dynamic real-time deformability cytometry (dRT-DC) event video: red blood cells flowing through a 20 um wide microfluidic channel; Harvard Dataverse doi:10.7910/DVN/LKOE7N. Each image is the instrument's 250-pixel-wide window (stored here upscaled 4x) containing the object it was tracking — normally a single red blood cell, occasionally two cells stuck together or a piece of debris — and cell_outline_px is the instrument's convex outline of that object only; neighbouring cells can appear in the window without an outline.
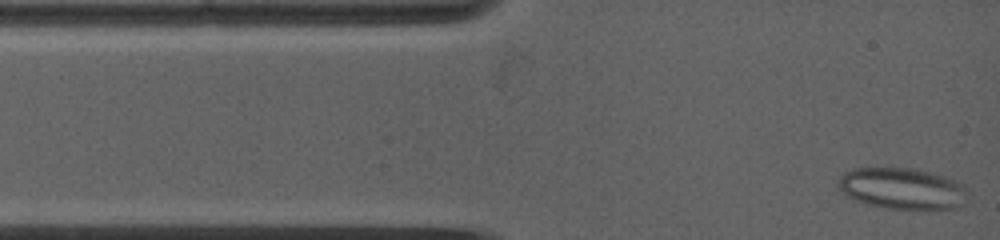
{"species": "common noctule bat (a hibernating species)", "species_latin": "Nyctalus noctula", "temperature_condition": "warm", "stored_images_in_passage": 30, "camera_frame_rate_fps": 5000, "um_per_image_px": 0.085, "animal": {"sex": "female", "body_mass_g": 19.0, "forearm_length_mm": 53.3}, "frame": {"image": 1, "passage_image": 1, "time_ms": 0.0, "image_size_px": [1000, 240], "cell_outline_px": [[964, 204], [956, 208], [928, 212], [888, 208], [868, 204], [856, 200], [848, 196], [836, 184], [836, 180], [844, 172], [856, 168], [916, 168], [948, 176], [964, 184]], "centroid_in_image_um": [76.73, 16.05], "position_along_channel_um": 8.3, "area_um2": 31.96}}
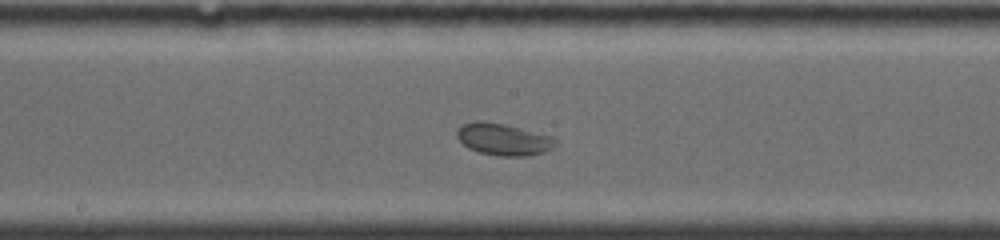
{"frame": {"image": 2, "passage_image": 16, "time_ms": 6.2, "image_size_px": [1000, 240], "cell_outline_px": [[560, 144], [544, 152], [528, 156], [496, 156], [480, 152], [468, 148], [456, 136], [456, 132], [464, 124], [476, 120], [480, 120], [504, 124], [552, 136]], "centroid_in_image_um": [42.82, 11.85], "position_along_channel_um": 205.4, "area_um2": 18.32}}
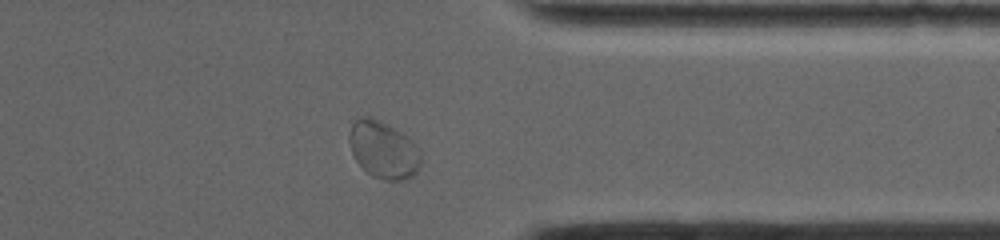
{"frame": {"image": 3, "passage_image": 27, "time_ms": 10.8, "image_size_px": [1000, 240], "cell_outline_px": [[420, 168], [408, 180], [384, 180], [372, 176], [356, 160], [352, 152], [348, 140], [348, 136], [352, 124], [356, 116], [372, 116], [380, 120], [408, 136], [420, 148]], "centroid_in_image_um": [32.59, 12.71], "position_along_channel_um": 378.8, "area_um2": 24.22}}